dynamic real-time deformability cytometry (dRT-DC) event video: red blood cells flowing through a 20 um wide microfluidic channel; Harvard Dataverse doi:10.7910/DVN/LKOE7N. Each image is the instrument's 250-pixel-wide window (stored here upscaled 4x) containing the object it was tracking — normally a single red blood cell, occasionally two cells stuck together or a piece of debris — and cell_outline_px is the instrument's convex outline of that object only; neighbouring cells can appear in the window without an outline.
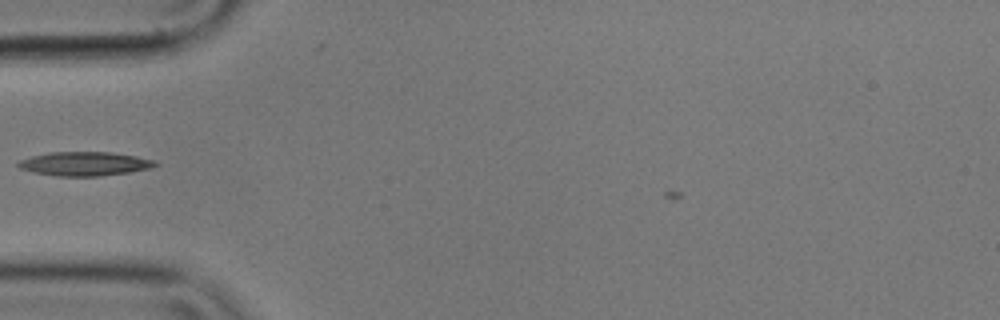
{"species": "common noctule bat (a hibernating species)", "species_latin": "Nyctalus noctula", "temperature_condition": "cold", "stored_images_in_passage": 1, "camera_frame_rate_fps": 3000, "um_per_image_px": 0.085, "animal": {"sex": "male", "body_mass_g": 17.9}, "frame": {"image": 1, "passage_image": 1, "time_ms": 0.0, "image_size_px": [1000, 320], "cell_outline_px": [[160, 164], [152, 168], [128, 172], [100, 176], [56, 176], [36, 172], [20, 168], [16, 164], [20, 160], [32, 156], [52, 152], [112, 152], [136, 156], [152, 160]], "centroid_in_image_um": [7.22, 13.92], "position_along_channel_um": 77.8, "area_um2": 18.96}}